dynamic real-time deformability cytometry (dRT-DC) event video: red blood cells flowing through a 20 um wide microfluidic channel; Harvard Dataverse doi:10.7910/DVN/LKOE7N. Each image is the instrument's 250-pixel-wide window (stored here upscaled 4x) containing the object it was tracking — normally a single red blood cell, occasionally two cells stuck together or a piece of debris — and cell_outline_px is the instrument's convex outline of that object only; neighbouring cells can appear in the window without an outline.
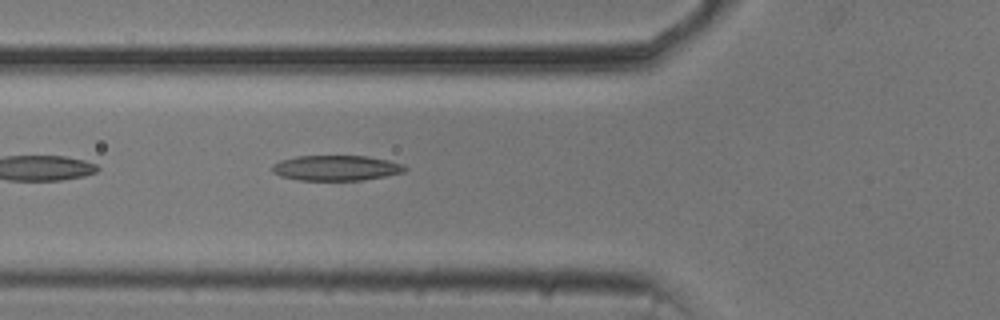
{"species": "common noctule bat (a hibernating species)", "species_latin": "Nyctalus noctula", "temperature_condition": "cold", "stored_images_in_passage": 38, "camera_frame_rate_fps": 3000, "um_per_image_px": 0.085, "animal": {"sex": "male", "body_mass_g": 20.5, "forearm_length_mm": 52.5}, "frame": {"image": 1, "passage_image": 3, "time_ms": 0.667, "image_size_px": [1000, 320], "cell_outline_px": [[408, 168], [404, 172], [364, 180], [300, 180], [280, 176], [272, 172], [272, 164], [280, 160], [296, 156], [368, 156], [388, 160], [404, 164]], "centroid_in_image_um": [28.57, 14.27], "position_along_channel_um": 97.2, "area_um2": 19.65}}
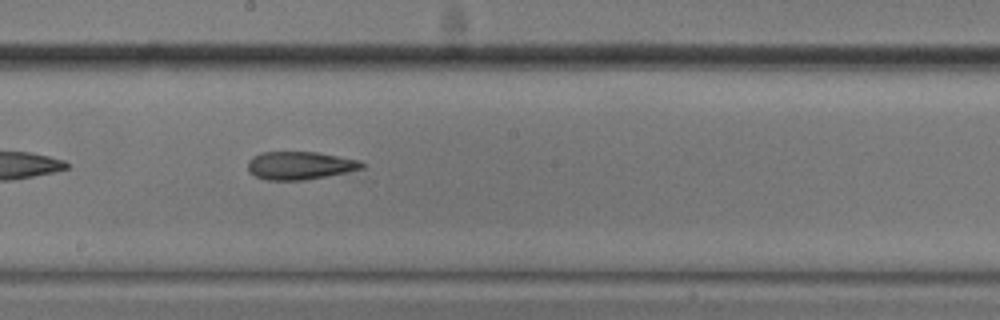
{"frame": {"image": 2, "passage_image": 13, "time_ms": 4.0, "image_size_px": [1000, 320], "cell_outline_px": [[364, 168], [348, 172], [304, 180], [264, 180], [248, 172], [248, 160], [252, 156], [260, 152], [316, 152], [360, 160], [364, 164]], "centroid_in_image_um": [25.47, 14.07], "position_along_channel_um": 222.7, "area_um2": 18.73}}
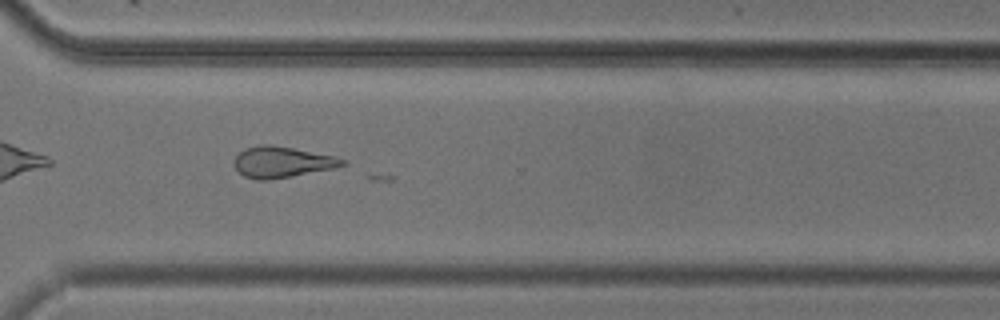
{"frame": {"image": 3, "passage_image": 23, "time_ms": 7.333, "image_size_px": [1000, 320], "cell_outline_px": [[348, 164], [336, 168], [292, 176], [268, 180], [256, 180], [244, 176], [236, 168], [236, 156], [244, 148], [260, 144], [268, 144], [292, 148], [336, 156], [348, 160]], "centroid_in_image_um": [24.04, 13.77], "position_along_channel_um": 346.6, "area_um2": 19.59}}